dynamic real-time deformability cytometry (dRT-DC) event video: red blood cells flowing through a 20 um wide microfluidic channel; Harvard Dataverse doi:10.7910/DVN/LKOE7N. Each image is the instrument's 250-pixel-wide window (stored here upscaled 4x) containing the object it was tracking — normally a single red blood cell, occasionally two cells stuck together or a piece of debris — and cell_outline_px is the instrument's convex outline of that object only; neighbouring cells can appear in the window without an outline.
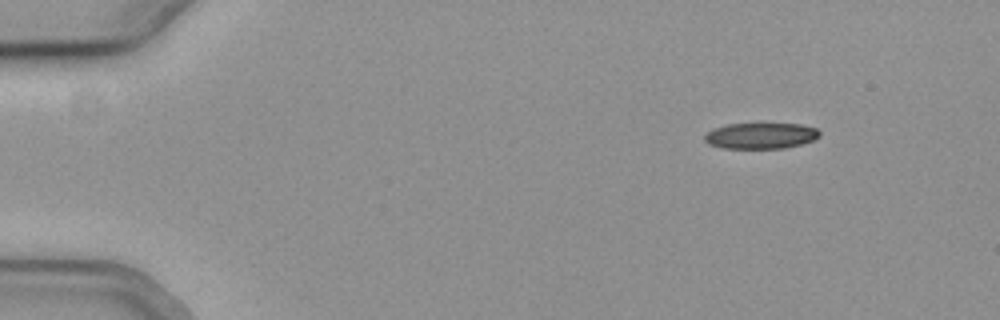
{"species": "common noctule bat (a hibernating species)", "species_latin": "Nyctalus noctula", "temperature_condition": "cold", "stored_images_in_passage": 6, "camera_frame_rate_fps": 3000, "um_per_image_px": 0.085, "animal": {"sex": "female", "body_mass_g": 19.3, "forearm_length_mm": 54.1}, "frame": {"image": 1, "passage_image": 1, "time_ms": 0.0, "image_size_px": [1000, 320], "cell_outline_px": [[820, 136], [812, 140], [800, 144], [784, 148], [724, 148], [708, 144], [704, 140], [704, 136], [712, 128], [728, 124], [800, 124], [816, 128], [820, 132]], "centroid_in_image_um": [64.64, 11.53], "position_along_channel_um": 20.4, "area_um2": 17.28}}